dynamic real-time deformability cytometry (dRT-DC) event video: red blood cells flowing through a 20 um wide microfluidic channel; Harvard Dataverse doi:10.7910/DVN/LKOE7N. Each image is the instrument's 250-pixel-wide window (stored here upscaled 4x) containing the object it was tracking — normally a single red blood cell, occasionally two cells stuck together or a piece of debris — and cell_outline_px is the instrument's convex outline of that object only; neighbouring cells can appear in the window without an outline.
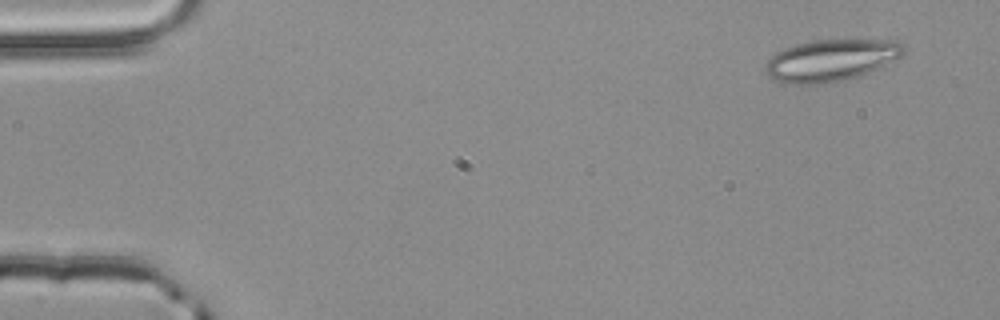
{"species": "common noctule bat (a hibernating species)", "species_latin": "Nyctalus noctula", "temperature_condition": "room temperature", "stored_images_in_passage": 3, "camera_frame_rate_fps": 3000, "um_per_image_px": 0.085, "animal": {"sex": "male", "body_mass_g": 20.4}, "frame": {"image": 1, "passage_image": 1, "time_ms": 0.0, "image_size_px": [1000, 320], "cell_outline_px": [[908, 48], [900, 56], [860, 76], [824, 84], [784, 84], [772, 80], [764, 72], [764, 64], [776, 52], [784, 48], [796, 44], [816, 40], [896, 40], [904, 44]], "centroid_in_image_um": [70.57, 5.13], "position_along_channel_um": 14.4, "area_um2": 33.81}}